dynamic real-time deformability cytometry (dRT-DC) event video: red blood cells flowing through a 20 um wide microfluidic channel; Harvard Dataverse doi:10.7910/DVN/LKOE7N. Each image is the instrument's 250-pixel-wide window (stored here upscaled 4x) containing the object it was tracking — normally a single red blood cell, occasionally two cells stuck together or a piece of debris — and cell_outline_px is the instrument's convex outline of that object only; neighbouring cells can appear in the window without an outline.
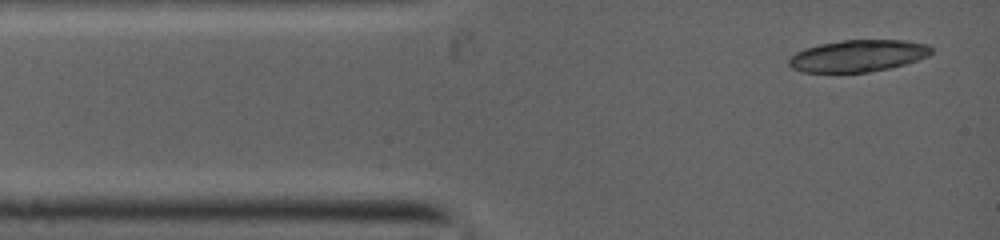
{"species": "common noctule bat (a hibernating species)", "species_latin": "Nyctalus noctula", "temperature_condition": "warm", "stored_images_in_passage": 2, "camera_frame_rate_fps": 5000, "um_per_image_px": 0.085, "animal": {"sex": "female", "body_mass_g": 19.0, "forearm_length_mm": 53.3}, "frame": {"image": 1, "passage_image": 1, "time_ms": 0.0, "image_size_px": [1000, 240], "cell_outline_px": [[932, 52], [928, 56], [904, 64], [888, 68], [868, 72], [804, 72], [792, 68], [788, 64], [788, 60], [796, 52], [820, 44], [844, 40], [904, 40], [924, 44], [932, 48]], "centroid_in_image_um": [72.92, 4.74], "position_along_channel_um": 12.1, "area_um2": 26.07}}